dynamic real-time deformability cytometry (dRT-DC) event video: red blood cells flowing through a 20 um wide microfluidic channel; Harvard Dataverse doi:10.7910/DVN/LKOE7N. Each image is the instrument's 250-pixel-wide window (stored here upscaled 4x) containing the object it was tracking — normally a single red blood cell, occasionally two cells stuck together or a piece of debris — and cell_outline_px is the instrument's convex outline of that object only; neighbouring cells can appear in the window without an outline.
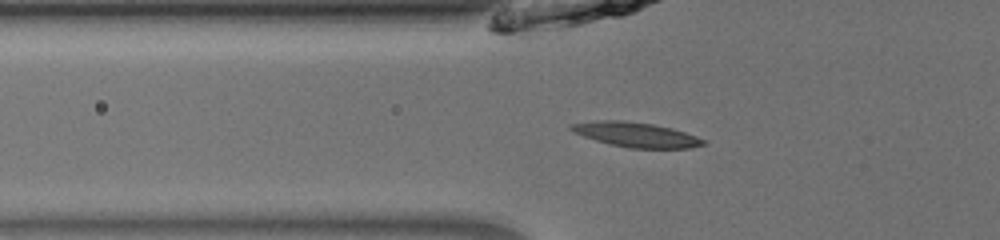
{"species": "common noctule bat (a hibernating species)", "species_latin": "Nyctalus noctula", "temperature_condition": "room temperature", "stored_images_in_passage": 50, "camera_frame_rate_fps": 3000, "um_per_image_px": 0.085, "animal": {"sex": "male", "body_mass_g": 13.0, "forearm_length_mm": 53.1}, "frame": {"image": 1, "passage_image": 21, "time_ms": 6.667, "image_size_px": [1000, 240], "cell_outline_px": [[708, 140], [704, 144], [692, 148], [628, 148], [596, 140], [572, 132], [568, 128], [568, 124], [596, 120], [624, 120], [652, 124], [672, 128]], "centroid_in_image_um": [54.05, 11.44], "position_along_channel_um": 71.8, "area_um2": 19.13}}
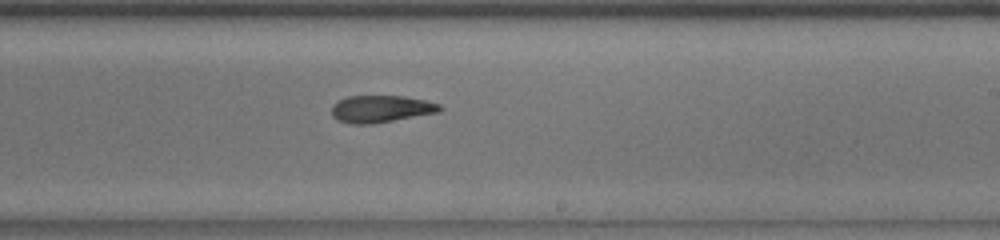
{"frame": {"image": 2, "passage_image": 35, "time_ms": 11.333, "image_size_px": [1000, 240], "cell_outline_px": [[444, 108], [440, 112], [372, 124], [348, 124], [336, 120], [332, 116], [332, 104], [336, 100], [348, 96], [404, 96], [424, 100], [440, 104]], "centroid_in_image_um": [32.35, 9.26], "position_along_channel_um": 256.6, "area_um2": 17.34}}
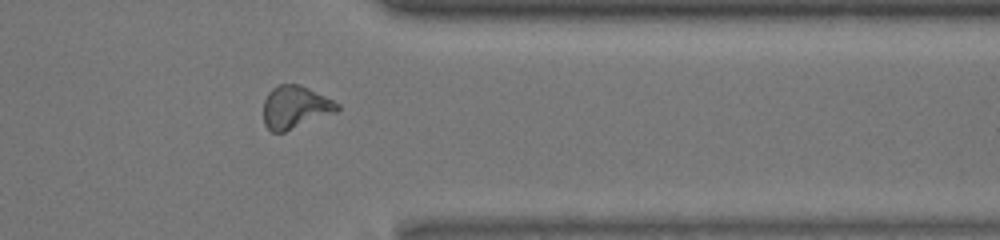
{"frame": {"image": 3, "passage_image": 45, "time_ms": 14.667, "image_size_px": [1000, 240], "cell_outline_px": [[340, 108], [336, 112], [284, 132], [272, 132], [264, 124], [264, 100], [268, 92], [272, 88], [280, 84], [296, 84], [308, 88], [340, 104]], "centroid_in_image_um": [25.07, 9.11], "position_along_channel_um": 386.3, "area_um2": 18.15}}